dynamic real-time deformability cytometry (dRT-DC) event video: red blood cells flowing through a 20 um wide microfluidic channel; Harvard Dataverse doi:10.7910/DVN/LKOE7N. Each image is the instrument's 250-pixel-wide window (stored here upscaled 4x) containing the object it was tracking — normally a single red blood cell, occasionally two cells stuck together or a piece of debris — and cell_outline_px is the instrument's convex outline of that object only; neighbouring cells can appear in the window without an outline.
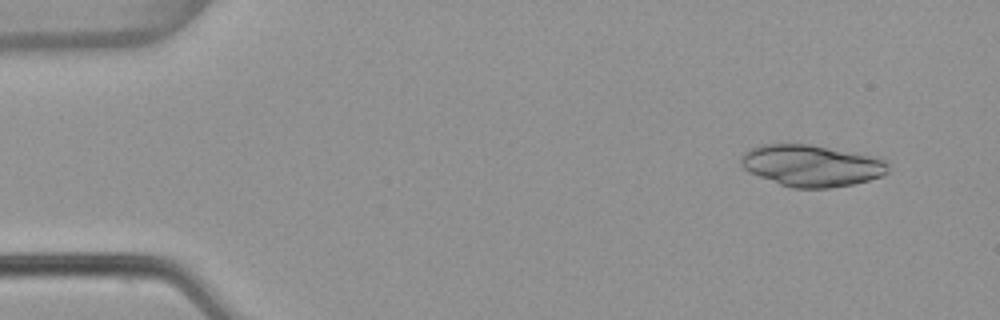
{"species": "common noctule bat (a hibernating species)", "species_latin": "Nyctalus noctula", "temperature_condition": "warm", "stored_images_in_passage": 3, "camera_frame_rate_fps": 3000, "um_per_image_px": 0.085, "animal": {"sex": "female", "body_mass_g": 22.7, "forearm_length_mm": 54.2}, "frame": {"image": 1, "passage_image": 1, "time_ms": 0.0, "image_size_px": [1000, 320], "cell_outline_px": [[888, 172], [884, 176], [852, 184], [828, 188], [792, 188], [780, 184], [748, 172], [740, 164], [740, 156], [748, 148], [760, 144], [808, 144], [876, 156], [888, 160]], "centroid_in_image_um": [68.98, 14.07], "position_along_channel_um": 16.0, "area_um2": 36.01}}